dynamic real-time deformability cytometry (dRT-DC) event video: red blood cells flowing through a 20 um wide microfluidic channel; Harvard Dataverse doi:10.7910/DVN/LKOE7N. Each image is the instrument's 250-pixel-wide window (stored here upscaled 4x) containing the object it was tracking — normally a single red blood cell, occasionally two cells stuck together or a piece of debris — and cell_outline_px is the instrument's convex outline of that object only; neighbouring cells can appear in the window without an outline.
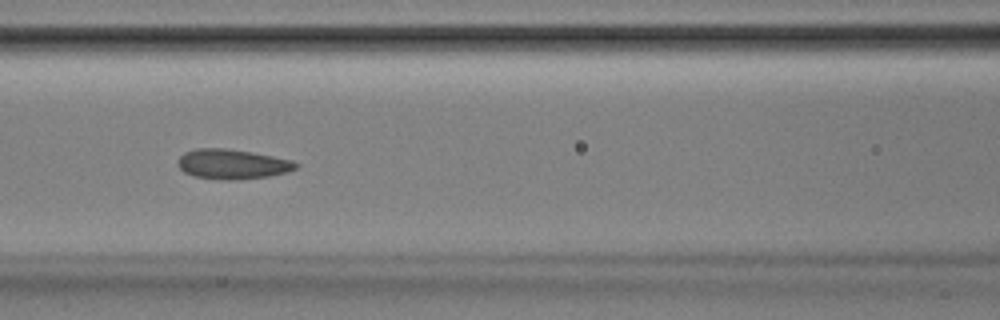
{"species": "Egyptian fruit bat (a non-hibernating species)", "species_latin": "Rousettus aegyptiacus", "temperature_condition": "room temperature", "stored_images_in_passage": 51, "camera_frame_rate_fps": 3000, "um_per_image_px": 0.085, "animal": {"sex": "male"}, "frame": {"image": 1, "passage_image": 22, "time_ms": 7.0, "image_size_px": [1000, 320], "cell_outline_px": [[300, 164], [296, 168], [288, 172], [268, 176], [236, 180], [224, 180], [196, 176], [184, 172], [176, 164], [176, 160], [184, 152], [196, 148], [228, 148], [252, 152], [292, 160]], "centroid_in_image_um": [19.73, 13.94], "position_along_channel_um": 146.9, "area_um2": 20.63}}
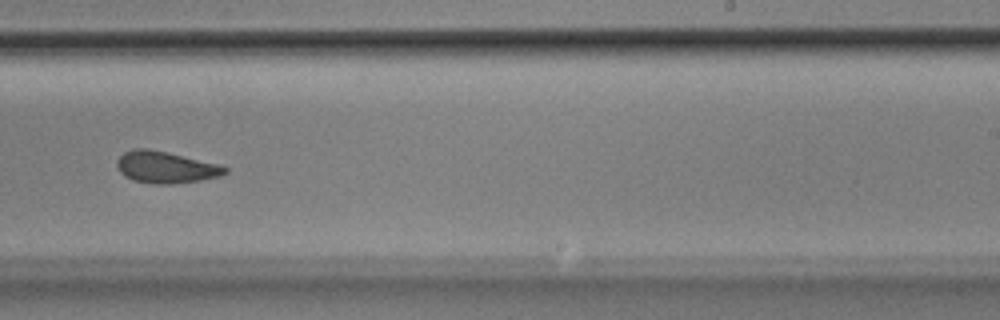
{"frame": {"image": 2, "passage_image": 32, "time_ms": 10.333, "image_size_px": [1000, 320], "cell_outline_px": [[228, 172], [220, 176], [200, 180], [172, 184], [152, 184], [132, 180], [124, 176], [120, 172], [116, 164], [116, 160], [124, 152], [132, 148], [148, 148], [168, 152], [220, 164], [228, 168]], "centroid_in_image_um": [14.07, 14.21], "position_along_channel_um": 274.9, "area_um2": 20.23}}
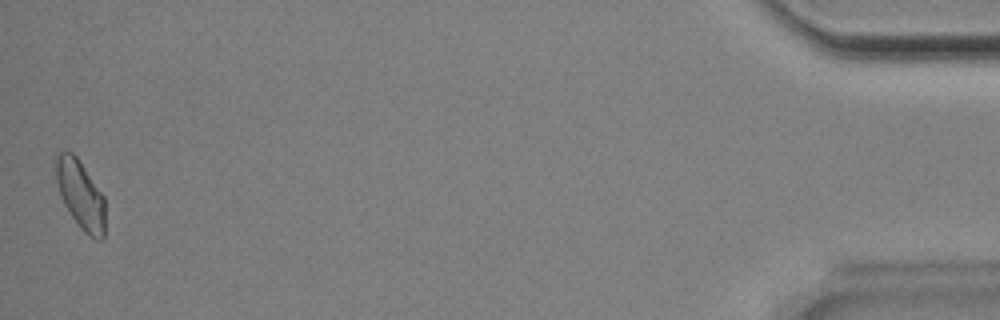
{"frame": {"image": 3, "passage_image": 51, "time_ms": 16.667, "image_size_px": [1000, 320], "cell_outline_px": [[104, 236], [100, 240], [96, 240], [88, 236], [80, 228], [64, 204], [60, 196], [56, 180], [56, 152], [64, 148], [72, 152], [76, 156], [104, 196]], "centroid_in_image_um": [6.82, 16.52], "position_along_channel_um": 428.4, "area_um2": 19.77}, "authors_computed_cell_mechanics": {"area_um2": 20.23, "velocity_mm_per_s": 3.852, "shape_relaxation_time_tau1_ms": 5.2976, "shape_relaxation_time_tau2_ms": 2.2628, "deformation_change_tau1": 0.0944, "deformation_change_tau2": 0.0762}}